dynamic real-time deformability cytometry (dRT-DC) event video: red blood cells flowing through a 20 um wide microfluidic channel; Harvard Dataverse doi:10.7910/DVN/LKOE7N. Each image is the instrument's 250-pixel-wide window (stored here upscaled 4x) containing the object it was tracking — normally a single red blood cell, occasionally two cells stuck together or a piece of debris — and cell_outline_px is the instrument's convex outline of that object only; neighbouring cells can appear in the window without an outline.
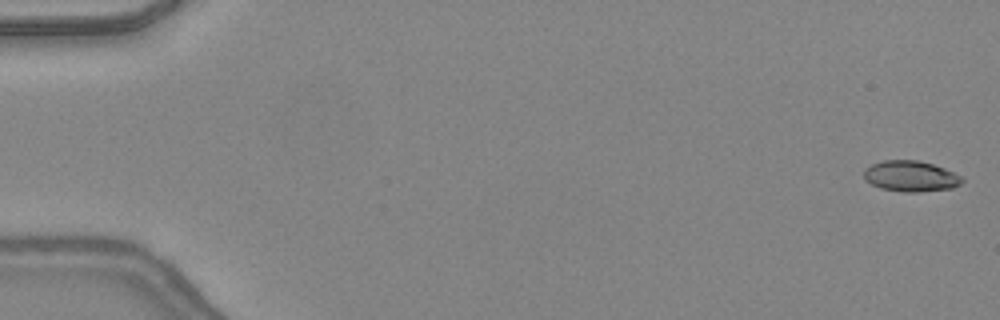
{"species": "common noctule bat (a hibernating species)", "species_latin": "Nyctalus noctula", "temperature_condition": "warm", "stored_images_in_passage": 47, "camera_frame_rate_fps": 3000, "um_per_image_px": 0.085, "animal": {"sex": "female", "body_mass_g": 24.6, "forearm_length_mm": 56.2}, "frame": {"image": 1, "passage_image": 1, "time_ms": 0.0, "image_size_px": [1000, 320], "cell_outline_px": [[964, 180], [960, 184], [952, 188], [916, 192], [904, 192], [880, 188], [864, 180], [864, 168], [872, 164], [884, 160], [916, 160], [932, 164], [944, 168], [960, 176]], "centroid_in_image_um": [77.37, 14.98], "position_along_channel_um": 7.6, "area_um2": 17.51}}
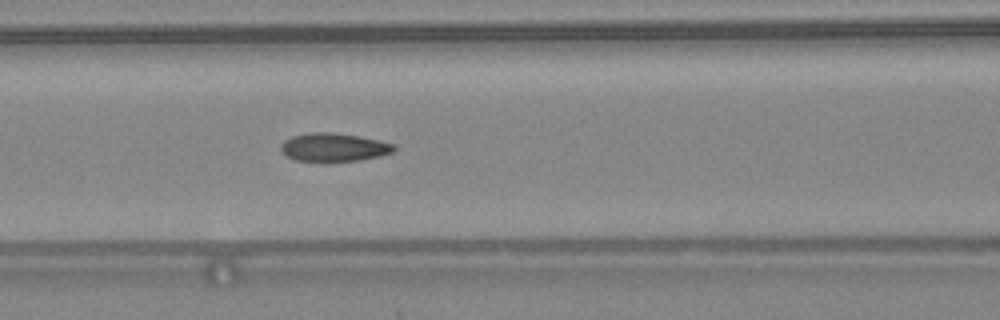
{"frame": {"image": 2, "passage_image": 21, "time_ms": 6.667, "image_size_px": [1000, 320], "cell_outline_px": [[396, 148], [392, 152], [380, 156], [360, 160], [296, 160], [284, 156], [280, 148], [280, 144], [284, 140], [292, 136], [312, 132], [332, 132], [380, 140], [396, 144]], "centroid_in_image_um": [28.36, 12.5], "position_along_channel_um": 138.2, "area_um2": 18.5}}
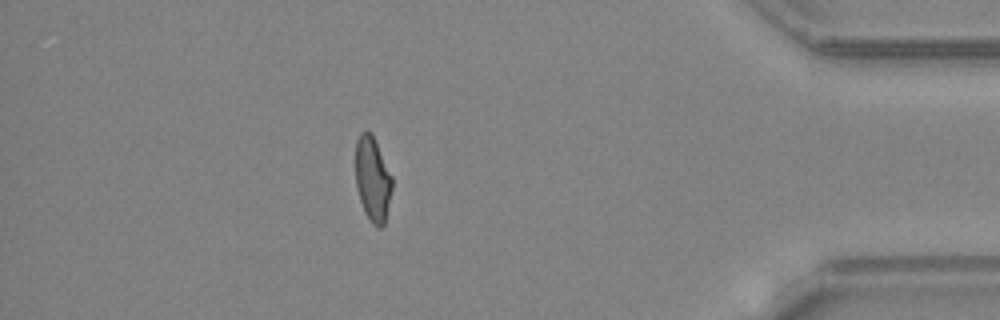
{"frame": {"image": 3, "passage_image": 42, "time_ms": 13.667, "image_size_px": [1000, 320], "cell_outline_px": [[392, 188], [384, 224], [380, 228], [372, 224], [364, 212], [360, 200], [356, 184], [356, 140], [360, 132], [372, 132], [392, 176]], "centroid_in_image_um": [31.67, 15.21], "position_along_channel_um": 403.5, "area_um2": 17.98}, "authors_computed_cell_mechanics": {"area_um2": 18.3226, "velocity_mm_per_s": 4.4137, "shape_relaxation_time_tau1_ms": 8.6713, "shape_relaxation_time_tau2_ms": 1.2231, "deformation_change_tau1": 0.2443, "deformation_change_tau2": 0.0802}}